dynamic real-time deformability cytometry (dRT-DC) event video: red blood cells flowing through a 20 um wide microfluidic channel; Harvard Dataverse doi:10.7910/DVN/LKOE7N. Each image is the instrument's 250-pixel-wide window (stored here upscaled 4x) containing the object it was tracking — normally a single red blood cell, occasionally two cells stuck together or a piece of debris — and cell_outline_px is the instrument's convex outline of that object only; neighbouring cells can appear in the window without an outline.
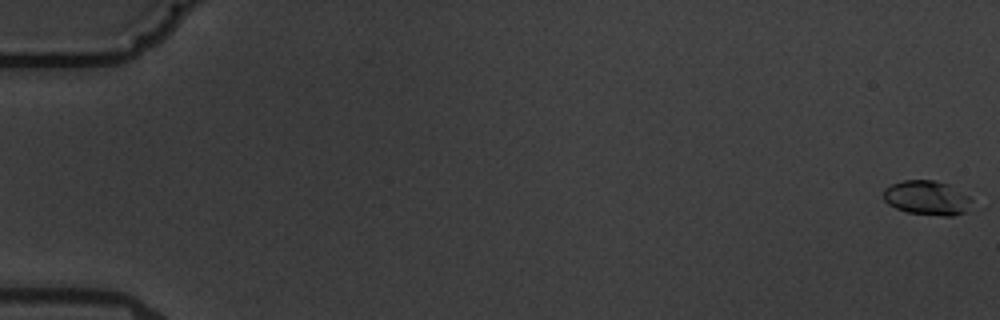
{"species": "common noctule bat (a hibernating species)", "species_latin": "Nyctalus noctula", "temperature_condition": "warm", "stored_images_in_passage": 16, "camera_frame_rate_fps": 3000, "um_per_image_px": 0.085, "animal": {"sex": "male", "body_mass_g": 19.5, "forearm_length_mm": 54.6}, "frame": {"image": 1, "passage_image": 1, "time_ms": 0.0, "image_size_px": [1000, 320], "cell_outline_px": [[976, 204], [972, 208], [964, 212], [952, 216], [944, 216], [908, 212], [896, 208], [888, 204], [884, 200], [884, 188], [892, 184], [904, 180], [936, 180], [948, 184], [968, 196]], "centroid_in_image_um": [78.83, 16.82], "position_along_channel_um": 6.2, "area_um2": 17.8}}
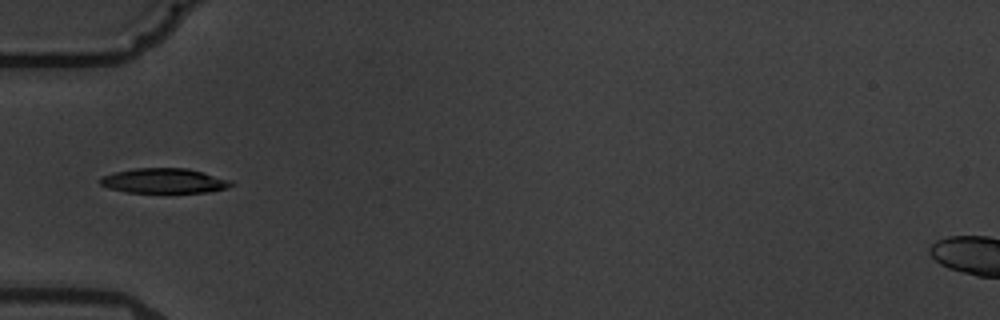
{"frame": {"image": 2, "passage_image": 6, "time_ms": 6.667, "image_size_px": [1000, 320], "cell_outline_px": [[236, 184], [228, 188], [208, 192], [128, 192], [108, 188], [100, 184], [100, 180], [104, 176], [116, 172], [136, 168], [188, 168], [232, 180]], "centroid_in_image_um": [14.02, 15.37], "position_along_channel_um": 71.0, "area_um2": 18.9}}
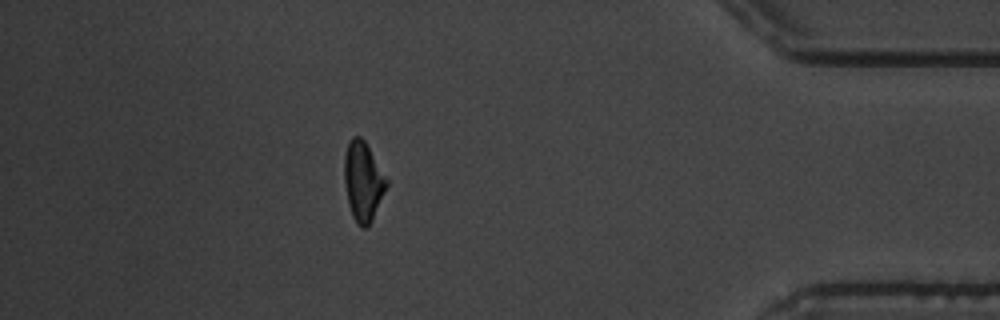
{"frame": {"image": 3, "passage_image": 15, "time_ms": 17.0, "image_size_px": [1000, 320], "cell_outline_px": [[388, 184], [372, 220], [364, 228], [360, 228], [356, 224], [352, 216], [348, 204], [344, 180], [344, 156], [348, 140], [352, 136], [360, 136], [364, 140], [388, 180]], "centroid_in_image_um": [30.84, 15.41], "position_along_channel_um": 404.4, "area_um2": 19.54}, "authors_computed_cell_mechanics": {"area_um2": 19.2185, "velocity_mm_per_s": 3.6136, "shape_relaxation_time_tau1_ms": 2.445, "shape_relaxation_time_tau2_ms": 1.3317, "deformation_change_tau1": 0.1345, "deformation_change_tau2": 0.0675}}